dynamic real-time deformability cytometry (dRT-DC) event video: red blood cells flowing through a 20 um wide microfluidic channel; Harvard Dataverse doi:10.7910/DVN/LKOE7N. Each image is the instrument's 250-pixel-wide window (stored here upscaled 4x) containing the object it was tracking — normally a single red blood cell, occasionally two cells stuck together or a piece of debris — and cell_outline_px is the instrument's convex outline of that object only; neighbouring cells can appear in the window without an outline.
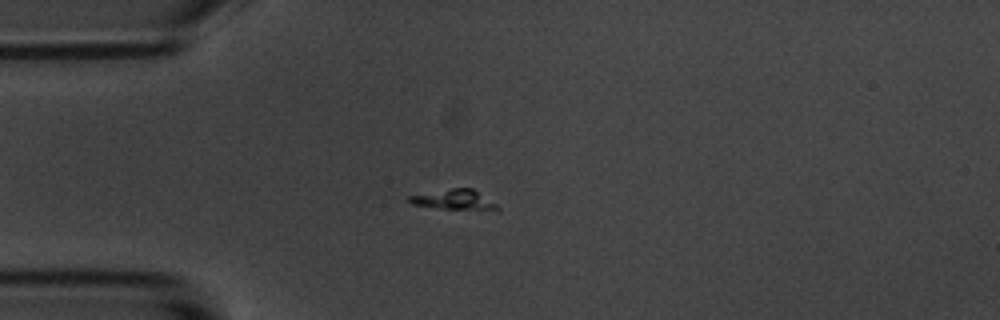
{"species": "common noctule bat (a hibernating species)", "species_latin": "Nyctalus noctula", "temperature_condition": "room temperature", "stored_images_in_passage": 7, "camera_frame_rate_fps": 3000, "um_per_image_px": 0.085, "animal": {"sex": "male", "body_mass_g": 20.1, "forearm_length_mm": 53.5}, "frame": {"image": 1, "passage_image": 3, "time_ms": 3.333, "image_size_px": [1000, 320], "cell_outline_px": [[500, 212], [444, 208], [412, 204], [408, 200], [408, 196], [452, 188], [472, 188], [496, 204], [500, 208]], "centroid_in_image_um": [38.71, 17.0], "position_along_channel_um": 46.3, "area_um2": 10.29}}
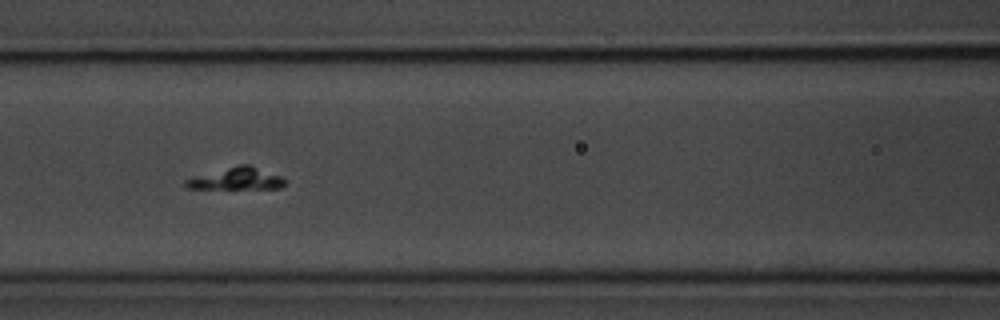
{"frame": {"image": 2, "passage_image": 6, "time_ms": 6.667, "image_size_px": [1000, 320], "cell_outline_px": [[284, 184], [280, 188], [188, 188], [184, 184], [184, 180], [192, 176], [240, 164], [248, 164], [280, 176], [284, 180]], "centroid_in_image_um": [20.05, 15.18], "position_along_channel_um": 146.6, "area_um2": 12.54}}
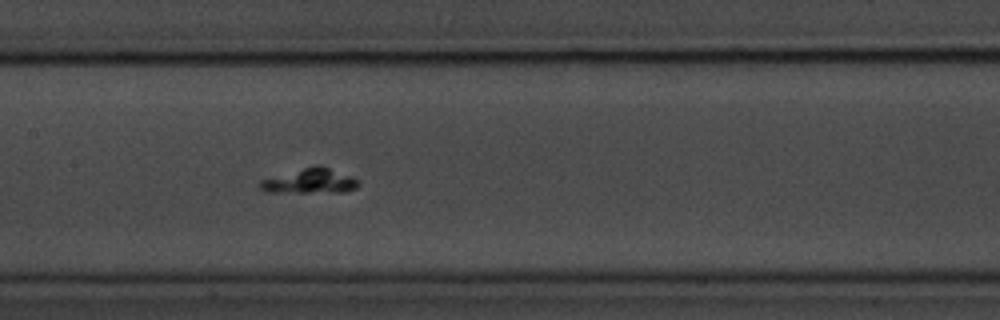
{"frame": {"image": 3, "passage_image": 7, "time_ms": 7.667, "image_size_px": [1000, 320], "cell_outline_px": [[360, 184], [356, 188], [344, 192], [268, 192], [260, 188], [256, 184], [260, 180], [316, 164], [352, 176], [360, 180]], "centroid_in_image_um": [26.36, 15.39], "position_along_channel_um": 181.0, "area_um2": 14.28}}